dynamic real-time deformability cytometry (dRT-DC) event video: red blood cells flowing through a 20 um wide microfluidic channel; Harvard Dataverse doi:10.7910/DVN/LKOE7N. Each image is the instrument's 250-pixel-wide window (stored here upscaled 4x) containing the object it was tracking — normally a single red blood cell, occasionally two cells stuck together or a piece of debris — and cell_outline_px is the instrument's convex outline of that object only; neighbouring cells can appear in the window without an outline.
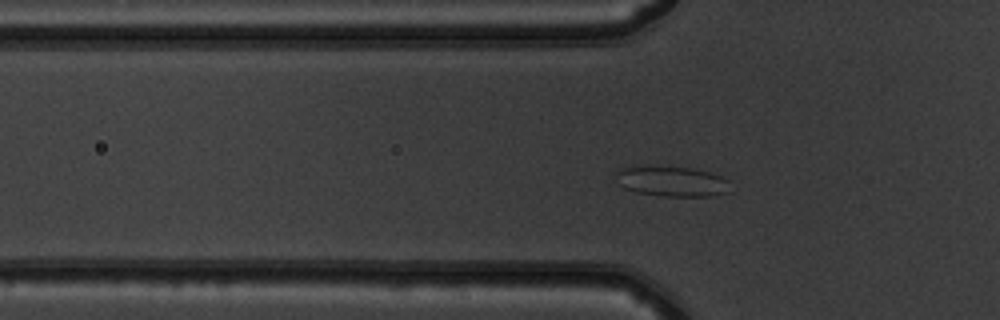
{"species": "common noctule bat (a hibernating species)", "species_latin": "Nyctalus noctula", "temperature_condition": "warm", "stored_images_in_passage": 46, "segment_of_instrument_passage": [1, 2], "camera_frame_rate_fps": 3000, "um_per_image_px": 0.085, "animal": {"sex": "male", "body_mass_g": 19.5, "forearm_length_mm": 54.6}, "frame": {"image": 1, "passage_image": 11, "time_ms": 3.333, "image_size_px": [1000, 320], "cell_outline_px": [[732, 192], [712, 196], [660, 196], [636, 192], [624, 188], [620, 184], [616, 172], [632, 164], [648, 164], [692, 168], [708, 172], [720, 176], [728, 180]], "centroid_in_image_um": [57.11, 15.39], "position_along_channel_um": 68.7, "area_um2": 20.75}}
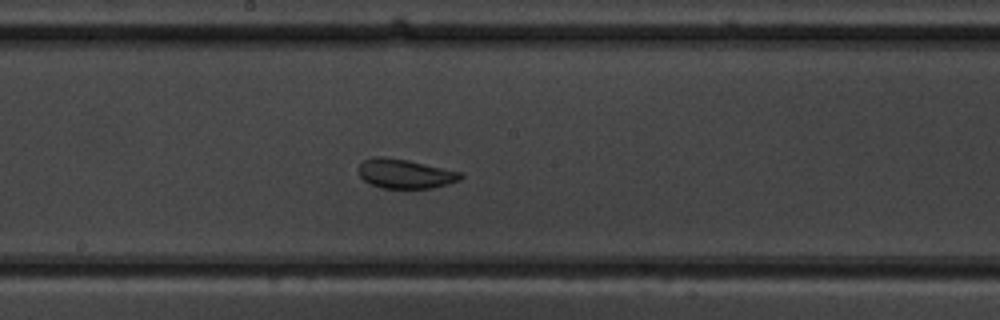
{"frame": {"image": 2, "passage_image": 22, "time_ms": 7.0, "image_size_px": [1000, 320], "cell_outline_px": [[464, 176], [460, 180], [432, 188], [380, 188], [368, 184], [360, 176], [356, 168], [364, 160], [372, 156], [384, 156], [408, 160], [460, 172]], "centroid_in_image_um": [34.36, 14.76], "position_along_channel_um": 213.8, "area_um2": 17.57}}
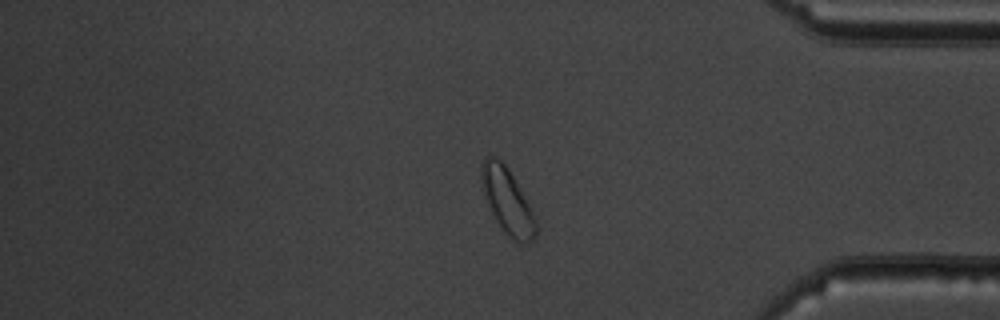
{"frame": {"image": 3, "passage_image": 37, "time_ms": 12.0, "image_size_px": [1000, 320], "cell_outline_px": [[536, 236], [528, 244], [520, 244], [504, 232], [496, 220], [488, 204], [480, 180], [480, 164], [484, 156], [492, 156], [500, 160], [508, 168], [528, 204], [536, 220]], "centroid_in_image_um": [43.1, 17.08], "position_along_channel_um": 392.1, "area_um2": 20.52}}